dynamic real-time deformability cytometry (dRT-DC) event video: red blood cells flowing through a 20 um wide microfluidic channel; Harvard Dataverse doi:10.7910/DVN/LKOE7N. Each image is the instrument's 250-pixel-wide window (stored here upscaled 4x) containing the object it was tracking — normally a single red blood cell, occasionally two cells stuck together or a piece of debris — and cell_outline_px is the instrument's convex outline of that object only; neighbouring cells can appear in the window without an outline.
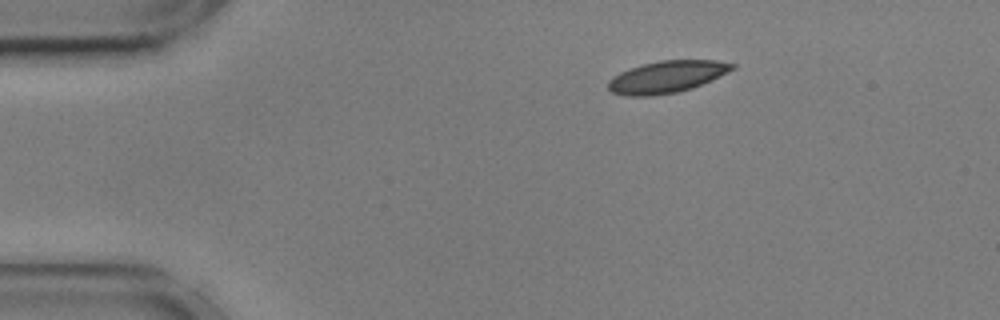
{"species": "common noctule bat (a hibernating species)", "species_latin": "Nyctalus noctula", "temperature_condition": "cold", "stored_images_in_passage": 47, "camera_frame_rate_fps": 3000, "um_per_image_px": 0.085, "animal": {"sex": "male", "body_mass_g": 17.9, "forearm_length_mm": 54.2}, "frame": {"image": 1, "passage_image": 1, "time_ms": 0.0, "image_size_px": [1000, 320], "cell_outline_px": [[736, 68], [712, 80], [692, 88], [676, 92], [652, 96], [624, 96], [612, 92], [608, 88], [608, 80], [612, 76], [620, 72], [644, 64], [660, 60], [716, 60], [736, 64]], "centroid_in_image_um": [56.68, 6.53], "position_along_channel_um": 28.3, "area_um2": 23.12}}
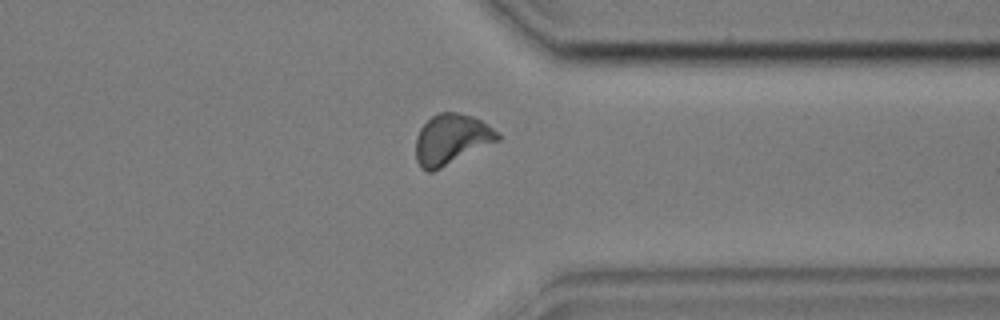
{"frame": {"image": 2, "passage_image": 35, "time_ms": 11.333, "image_size_px": [1000, 320], "cell_outline_px": [[500, 140], [432, 172], [428, 172], [420, 168], [416, 160], [416, 136], [420, 128], [432, 116], [440, 112], [456, 112], [472, 116], [480, 120], [500, 132]], "centroid_in_image_um": [38.36, 11.84], "position_along_channel_um": 373.0, "area_um2": 24.04}}
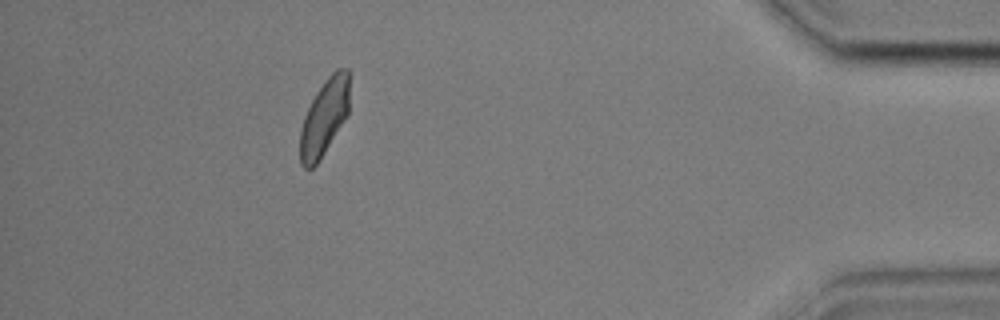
{"frame": {"image": 3, "passage_image": 42, "time_ms": 13.667, "image_size_px": [1000, 320], "cell_outline_px": [[352, 72], [348, 116], [316, 164], [312, 168], [304, 168], [300, 164], [300, 128], [304, 116], [316, 92], [324, 80], [336, 68], [348, 68]], "centroid_in_image_um": [27.62, 9.88], "position_along_channel_um": 407.6, "area_um2": 22.54}, "authors_computed_cell_mechanics": {"area_um2": 23.1778, "velocity_mm_per_s": 3.5611, "shape_relaxation_time_tau1_ms": 3.1459, "shape_relaxation_time_tau2_ms": 2.2423, "deformation_change_tau1": 0.1081, "deformation_change_tau2": 0.071}}